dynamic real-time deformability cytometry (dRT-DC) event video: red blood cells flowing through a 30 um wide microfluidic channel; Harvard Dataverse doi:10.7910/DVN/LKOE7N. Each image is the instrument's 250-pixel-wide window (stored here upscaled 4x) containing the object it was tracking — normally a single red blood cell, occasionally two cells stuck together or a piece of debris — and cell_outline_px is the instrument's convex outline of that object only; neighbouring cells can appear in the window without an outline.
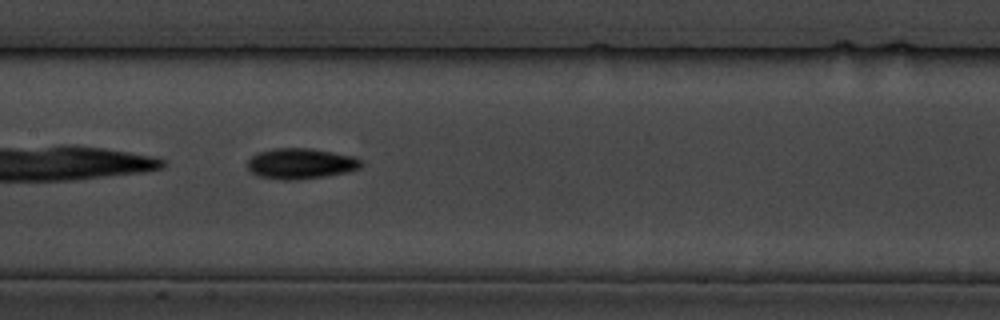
{"species": "common noctule bat (a hibernating species)", "species_latin": "Nyctalus noctula", "temperature_condition": "cold", "stored_images_in_passage": 7, "camera_frame_rate_fps": 3000, "um_per_image_px": 0.085, "animal": {"sex": "male", "body_mass_g": 19.5, "forearm_length_mm": 54.6}, "frame": {"image": 1, "passage_image": 7, "time_ms": 7.667, "image_size_px": [1000, 320], "cell_outline_px": [[364, 164], [360, 168], [348, 172], [324, 176], [288, 180], [280, 180], [256, 176], [248, 168], [248, 160], [252, 156], [260, 152], [276, 148], [312, 148], [352, 156], [364, 160]], "centroid_in_image_um": [25.59, 13.9], "position_along_channel_um": 181.8, "area_um2": 20.29}}